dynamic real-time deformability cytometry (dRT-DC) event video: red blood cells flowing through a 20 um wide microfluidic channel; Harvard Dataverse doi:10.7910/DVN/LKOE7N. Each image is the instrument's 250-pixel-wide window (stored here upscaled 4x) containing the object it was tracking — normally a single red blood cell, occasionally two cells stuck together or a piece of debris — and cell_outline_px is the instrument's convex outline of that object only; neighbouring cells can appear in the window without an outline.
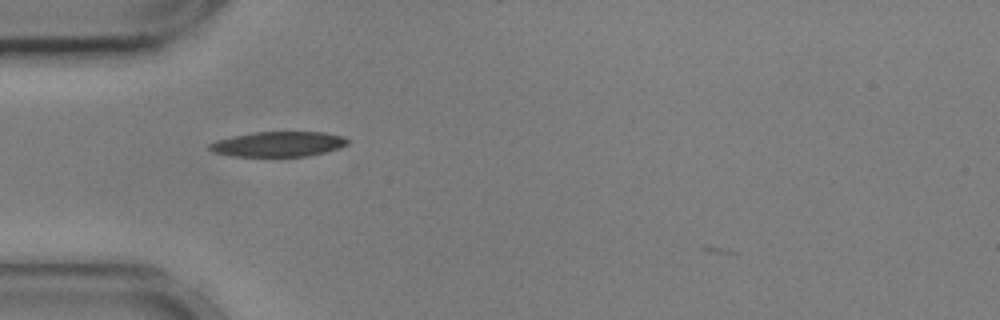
{"species": "common noctule bat (a hibernating species)", "species_latin": "Nyctalus noctula", "temperature_condition": "cold", "stored_images_in_passage": 33, "camera_frame_rate_fps": 3000, "um_per_image_px": 0.085, "animal": {"sex": "male", "body_mass_g": 17.9, "forearm_length_mm": 54.2}, "frame": {"image": 1, "passage_image": 1, "time_ms": 0.0, "image_size_px": [1000, 320], "cell_outline_px": [[348, 144], [340, 148], [308, 156], [232, 156], [212, 152], [208, 148], [208, 144], [216, 140], [232, 136], [256, 132], [324, 132], [344, 136], [348, 140]], "centroid_in_image_um": [23.65, 12.25], "position_along_channel_um": 61.4, "area_um2": 20.23}}
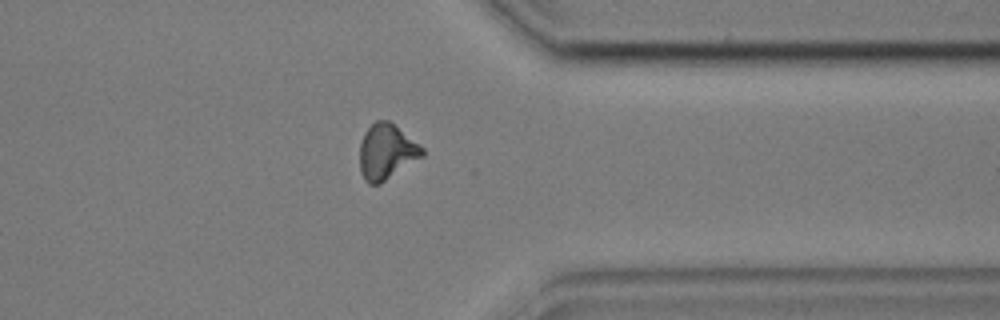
{"frame": {"image": 2, "passage_image": 28, "time_ms": 9.0, "image_size_px": [1000, 320], "cell_outline_px": [[424, 156], [380, 184], [368, 184], [364, 180], [360, 172], [360, 144], [364, 132], [376, 120], [388, 120], [420, 144], [424, 148]], "centroid_in_image_um": [32.85, 12.91], "position_along_channel_um": 378.5, "area_um2": 20.29}}